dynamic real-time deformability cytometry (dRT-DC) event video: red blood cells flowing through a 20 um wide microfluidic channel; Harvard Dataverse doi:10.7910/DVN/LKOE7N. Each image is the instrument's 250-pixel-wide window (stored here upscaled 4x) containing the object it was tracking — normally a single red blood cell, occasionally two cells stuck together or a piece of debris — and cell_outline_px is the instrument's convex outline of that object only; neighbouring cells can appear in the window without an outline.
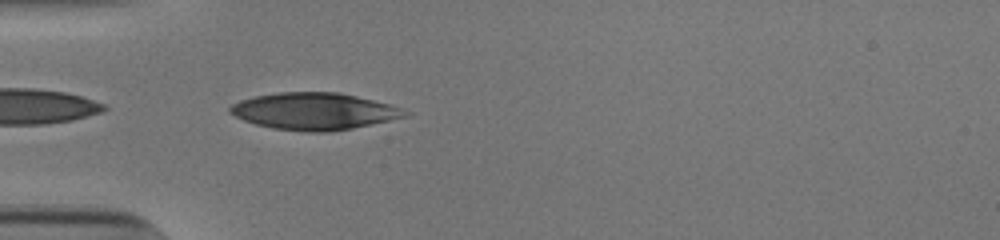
{"species": "human", "species_latin": "Homo sapiens", "temperature_condition": "cold", "stored_images_in_passage": 36, "camera_frame_rate_fps": 3000, "um_per_image_px": 0.085, "donor": {"sex": "male"}, "frame": {"image": 1, "passage_image": 1, "time_ms": 0.0, "image_size_px": [1000, 240], "cell_outline_px": [[412, 112], [408, 116], [352, 128], [328, 132], [308, 132], [272, 128], [256, 124], [244, 120], [228, 112], [228, 108], [232, 104], [240, 100], [256, 96], [280, 92], [340, 92], [388, 104]], "centroid_in_image_um": [26.69, 9.46], "position_along_channel_um": 58.3, "area_um2": 37.45}}
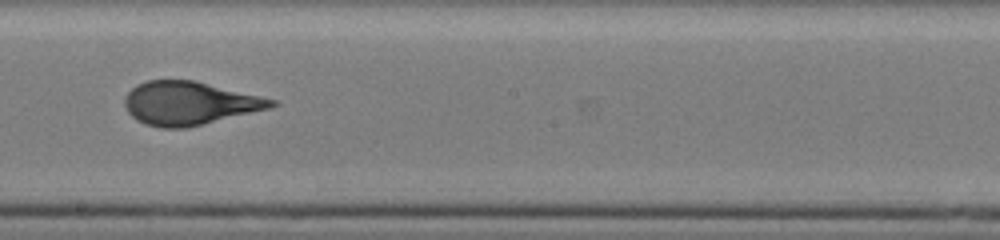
{"frame": {"image": 2, "passage_image": 15, "time_ms": 4.667, "image_size_px": [1000, 240], "cell_outline_px": [[280, 104], [268, 108], [188, 128], [160, 128], [144, 124], [136, 120], [128, 112], [124, 104], [124, 96], [136, 84], [148, 80], [192, 80], [276, 100]], "centroid_in_image_um": [16.03, 8.78], "position_along_channel_um": 232.2, "area_um2": 36.82}}
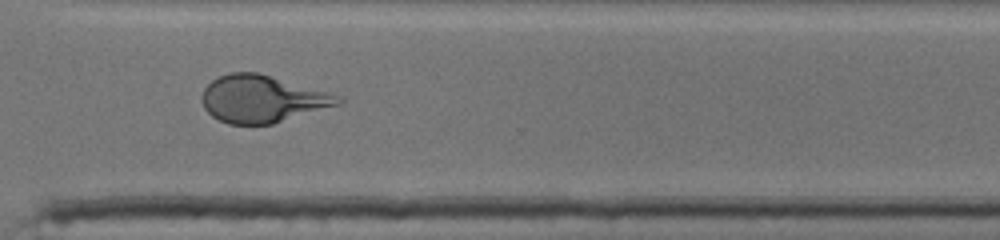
{"frame": {"image": 3, "passage_image": 24, "time_ms": 7.667, "image_size_px": [1000, 240], "cell_outline_px": [[344, 100], [340, 104], [272, 124], [228, 124], [212, 116], [204, 108], [200, 100], [200, 96], [204, 88], [212, 80], [220, 76], [232, 72], [256, 72], [340, 96]], "centroid_in_image_um": [22.23, 8.42], "position_along_channel_um": 348.4, "area_um2": 36.99}, "authors_computed_cell_mechanics": {"area_um2": 37.4833, "velocity_mm_per_s": 3.861, "shape_relaxation_time_tau1_ms": 3.8787, "shape_relaxation_time_tau2_ms": 0.802, "deformation_change_tau1": 0.1713, "deformation_change_tau2": 0.0815}}